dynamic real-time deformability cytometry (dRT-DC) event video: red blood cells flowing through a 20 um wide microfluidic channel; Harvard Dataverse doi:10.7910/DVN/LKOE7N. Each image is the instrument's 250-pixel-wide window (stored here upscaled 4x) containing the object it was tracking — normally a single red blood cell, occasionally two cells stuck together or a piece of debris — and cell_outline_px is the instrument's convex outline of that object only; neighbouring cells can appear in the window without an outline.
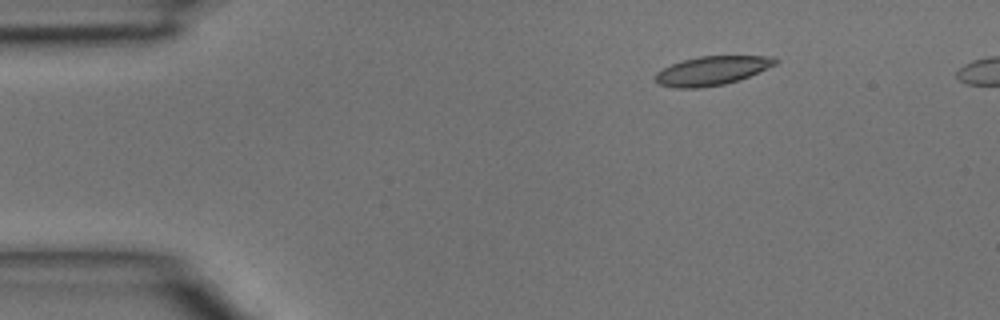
{"species": "common noctule bat (a hibernating species)", "species_latin": "Nyctalus noctula", "temperature_condition": "room temperature", "stored_images_in_passage": 5, "camera_frame_rate_fps": 3000, "um_per_image_px": 0.085, "animal": {"sex": "male", "body_mass_g": 15.6}, "frame": {"image": 1, "passage_image": 1, "time_ms": 0.0, "image_size_px": [1000, 320], "cell_outline_px": [[780, 60], [776, 64], [740, 80], [724, 84], [696, 88], [672, 88], [656, 84], [656, 72], [672, 64], [684, 60], [700, 56], [776, 56]], "centroid_in_image_um": [60.53, 6.01], "position_along_channel_um": 24.5, "area_um2": 20.23}}
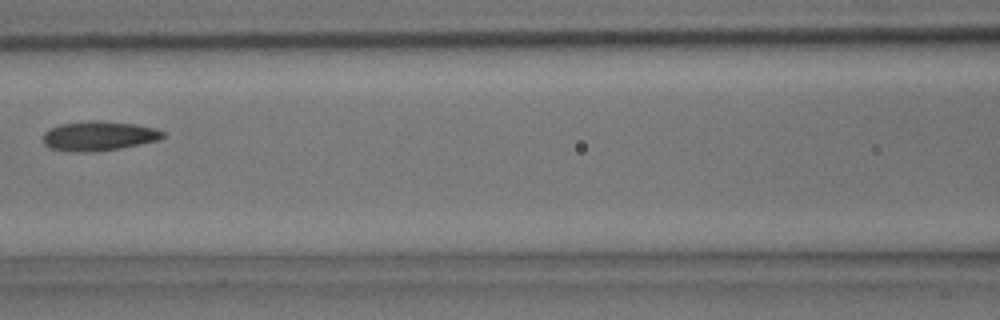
{"frame": {"image": 2, "passage_image": 5, "time_ms": 1.333, "image_size_px": [1000, 320], "cell_outline_px": [[164, 136], [160, 140], [120, 148], [88, 152], [80, 152], [48, 148], [44, 144], [44, 132], [60, 124], [92, 120], [100, 120], [136, 124], [156, 128], [164, 132]], "centroid_in_image_um": [8.42, 11.54], "position_along_channel_um": 158.2, "area_um2": 20.58}}